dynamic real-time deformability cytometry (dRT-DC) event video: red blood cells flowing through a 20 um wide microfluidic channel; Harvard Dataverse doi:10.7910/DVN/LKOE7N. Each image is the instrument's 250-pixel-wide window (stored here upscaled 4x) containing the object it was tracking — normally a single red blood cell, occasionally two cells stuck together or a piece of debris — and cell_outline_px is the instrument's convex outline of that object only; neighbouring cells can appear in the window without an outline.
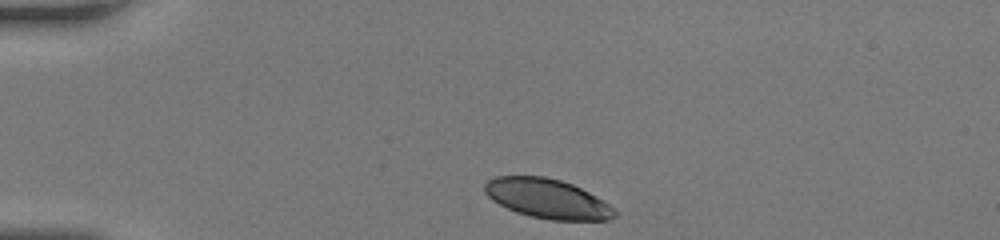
{"species": "human", "species_latin": "Homo sapiens", "temperature_condition": "room temperature", "stored_images_in_passage": 39, "camera_frame_rate_fps": 3000, "um_per_image_px": 0.085, "donor": {"sex": "female"}, "frame": {"image": 1, "passage_image": 1, "time_ms": 0.0, "image_size_px": [1000, 240], "cell_outline_px": [[616, 216], [608, 220], [552, 220], [532, 216], [516, 212], [492, 200], [484, 192], [484, 184], [488, 180], [496, 176], [544, 176], [560, 180], [572, 184], [596, 196], [608, 204], [616, 212]], "centroid_in_image_um": [46.5, 16.88], "position_along_channel_um": 38.5, "area_um2": 29.65}}
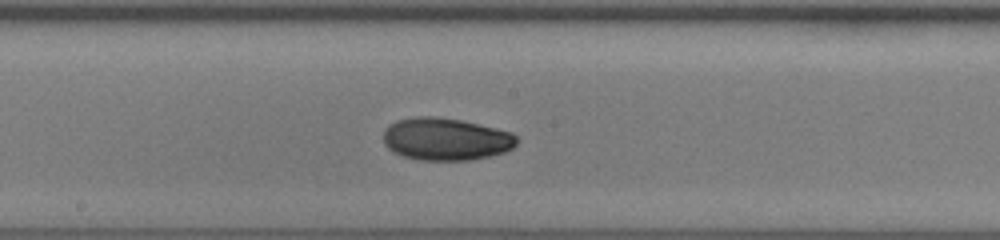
{"frame": {"image": 2, "passage_image": 17, "time_ms": 5.333, "image_size_px": [1000, 240], "cell_outline_px": [[520, 140], [512, 148], [504, 152], [472, 160], [420, 160], [404, 156], [392, 152], [384, 144], [384, 128], [388, 124], [396, 120], [416, 116], [436, 116], [460, 120], [496, 128], [512, 132]], "centroid_in_image_um": [37.88, 11.82], "position_along_channel_um": 210.3, "area_um2": 33.23}}
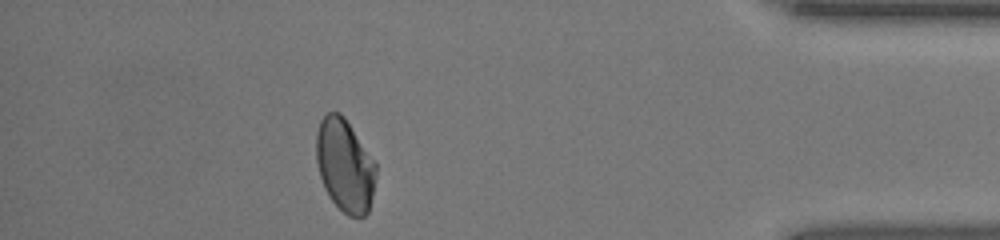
{"frame": {"image": 3, "passage_image": 34, "time_ms": 11.0, "image_size_px": [1000, 240], "cell_outline_px": [[376, 176], [372, 196], [368, 212], [364, 216], [348, 216], [332, 200], [324, 188], [320, 176], [316, 160], [316, 132], [320, 120], [328, 112], [340, 112], [344, 116], [376, 164]], "centroid_in_image_um": [29.3, 14.04], "position_along_channel_um": 405.9, "area_um2": 32.08}, "authors_computed_cell_mechanics": {"area_um2": 32.4258, "velocity_mm_per_s": 4.1856, "shape_relaxation_time_tau1_ms": 5.7203, "shape_relaxation_time_tau2_ms": 2.2017, "deformation_change_tau1": 0.1576, "deformation_change_tau2": 0.046}}